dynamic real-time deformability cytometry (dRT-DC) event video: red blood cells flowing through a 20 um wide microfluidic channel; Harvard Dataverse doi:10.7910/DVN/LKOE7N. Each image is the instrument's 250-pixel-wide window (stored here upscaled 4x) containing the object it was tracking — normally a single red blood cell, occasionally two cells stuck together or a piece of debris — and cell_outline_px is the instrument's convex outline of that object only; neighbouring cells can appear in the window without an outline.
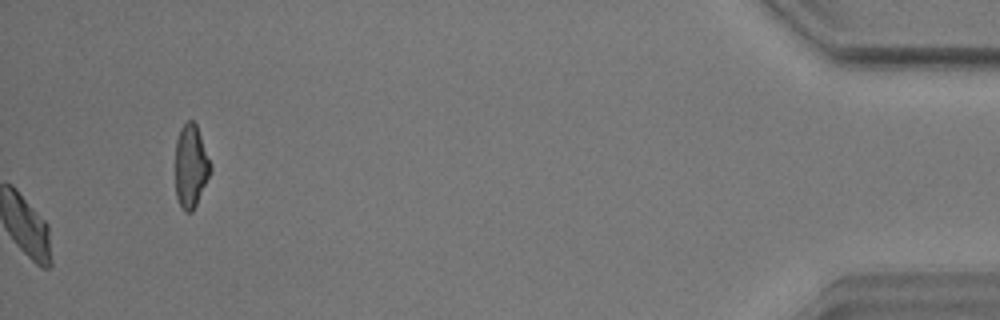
{"species": "common noctule bat (a hibernating species)", "species_latin": "Nyctalus noctula", "temperature_condition": "warm", "stored_images_in_passage": 47, "camera_frame_rate_fps": 3000, "um_per_image_px": 0.085, "animal": {"sex": "male", "body_mass_g": 17.9}, "frame": {"image": 1, "passage_image": 47, "time_ms": 15.333, "image_size_px": [1000, 320], "cell_outline_px": [[212, 172], [192, 212], [184, 212], [176, 196], [176, 140], [180, 128], [188, 120], [192, 120], [196, 124], [212, 168]], "centroid_in_image_um": [16.22, 14.13], "position_along_channel_um": 419.0, "area_um2": 16.88}, "authors_computed_cell_mechanics": {"area_um2": 19.1318, "velocity_mm_per_s": 3.5348, "shape_relaxation_time_tau1_ms": 3.0943, "shape_relaxation_time_tau2_ms": 3.251, "deformation_change_tau1": 0.1229, "deformation_change_tau2": 0.0966}}